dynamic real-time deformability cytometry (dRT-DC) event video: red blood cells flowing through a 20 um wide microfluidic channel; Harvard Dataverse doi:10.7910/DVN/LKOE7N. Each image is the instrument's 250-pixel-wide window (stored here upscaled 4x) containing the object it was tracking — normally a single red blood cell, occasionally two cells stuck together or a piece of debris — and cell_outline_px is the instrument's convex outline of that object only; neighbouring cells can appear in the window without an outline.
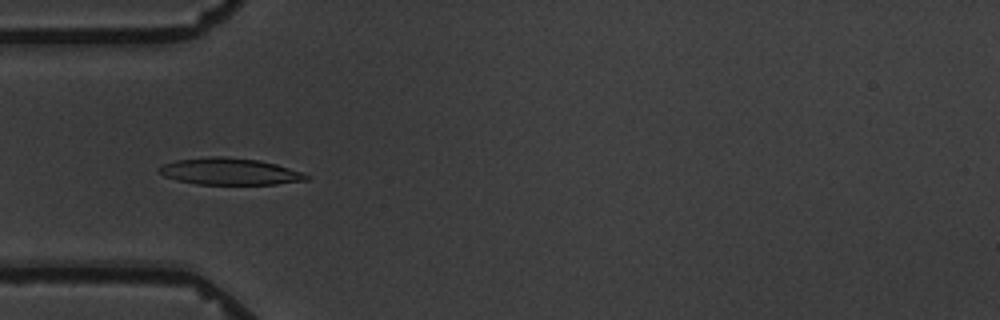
{"species": "common noctule bat (a hibernating species)", "species_latin": "Nyctalus noctula", "temperature_condition": "warm", "stored_images_in_passage": 5, "camera_frame_rate_fps": 3000, "um_per_image_px": 0.085, "animal": {"sex": "male", "body_mass_g": 19.5, "forearm_length_mm": 54.6}, "frame": {"image": 1, "passage_image": 4, "time_ms": 4.333, "image_size_px": [1000, 320], "cell_outline_px": [[312, 176], [308, 180], [276, 184], [196, 184], [176, 180], [164, 176], [156, 168], [160, 164], [176, 160], [212, 156], [224, 156], [260, 160], [276, 164], [304, 172]], "centroid_in_image_um": [19.53, 14.57], "position_along_channel_um": 65.5, "area_um2": 23.24}}
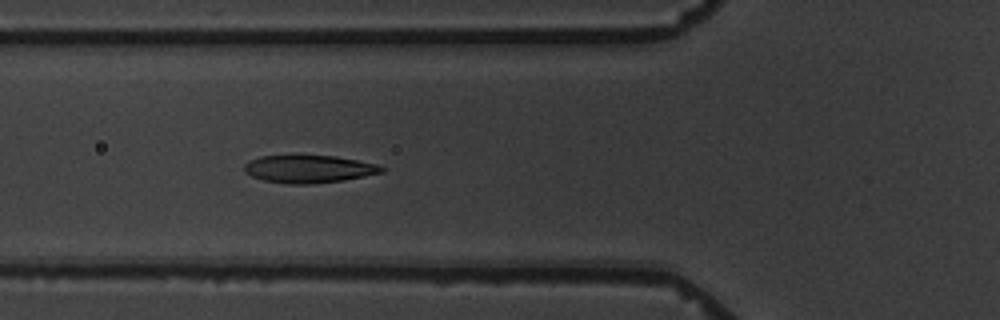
{"frame": {"image": 2, "passage_image": 5, "time_ms": 5.333, "image_size_px": [1000, 320], "cell_outline_px": [[384, 172], [344, 180], [312, 184], [288, 184], [264, 180], [252, 176], [244, 172], [244, 164], [248, 160], [260, 156], [332, 156], [356, 160], [376, 164], [384, 168]], "centroid_in_image_um": [26.21, 14.37], "position_along_channel_um": 99.6, "area_um2": 21.96}}